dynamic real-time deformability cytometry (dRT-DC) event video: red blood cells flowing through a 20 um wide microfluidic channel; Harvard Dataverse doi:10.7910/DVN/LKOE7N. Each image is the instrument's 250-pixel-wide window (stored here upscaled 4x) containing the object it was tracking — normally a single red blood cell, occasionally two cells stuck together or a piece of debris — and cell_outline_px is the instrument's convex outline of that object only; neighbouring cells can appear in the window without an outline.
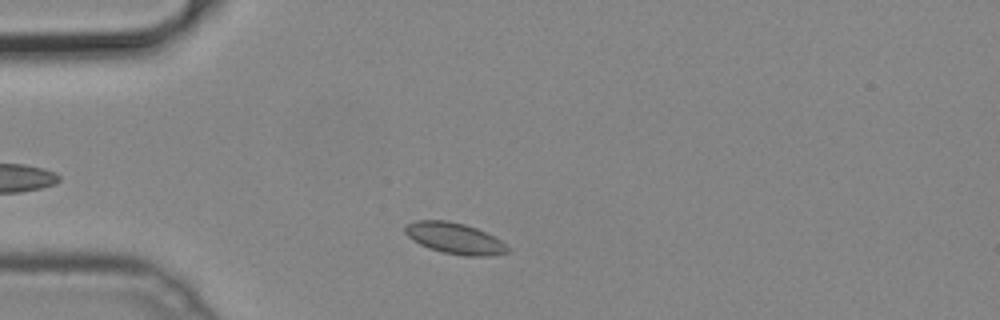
{"species": "common noctule bat (a hibernating species)", "species_latin": "Nyctalus noctula", "temperature_condition": "cold", "stored_images_in_passage": 42, "camera_frame_rate_fps": 3000, "um_per_image_px": 0.085, "animal": {"sex": "male", "body_mass_g": 19.2, "forearm_length_mm": 51.8}, "frame": {"image": 1, "passage_image": 4, "time_ms": 1.0, "image_size_px": [1000, 320], "cell_outline_px": [[508, 252], [488, 256], [464, 256], [444, 252], [428, 248], [412, 240], [404, 232], [404, 228], [408, 224], [416, 220], [448, 220], [464, 224], [476, 228], [500, 240], [508, 248]], "centroid_in_image_um": [38.61, 20.25], "position_along_channel_um": 46.4, "area_um2": 18.38}}
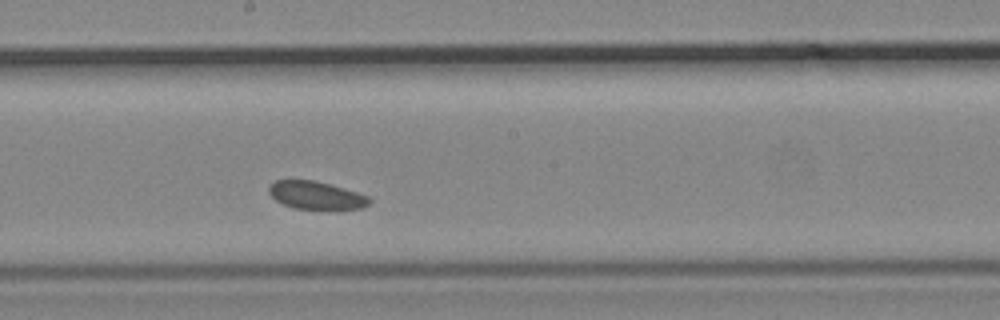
{"frame": {"image": 2, "passage_image": 19, "time_ms": 6.0, "image_size_px": [1000, 320], "cell_outline_px": [[372, 200], [368, 204], [360, 208], [296, 208], [284, 204], [276, 200], [268, 192], [268, 188], [276, 180], [316, 180], [344, 188], [368, 196]], "centroid_in_image_um": [26.85, 16.57], "position_along_channel_um": 221.3, "area_um2": 15.9}}
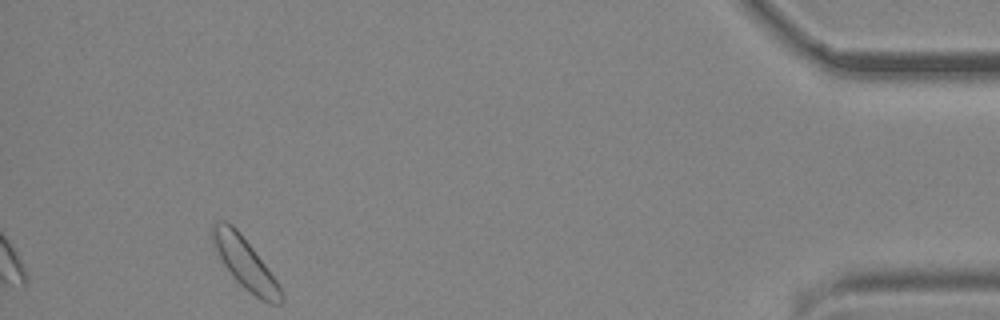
{"frame": {"image": 3, "passage_image": 39, "time_ms": 12.667, "image_size_px": [1000, 320], "cell_outline_px": [[284, 300], [280, 304], [268, 304], [260, 300], [244, 288], [232, 276], [224, 264], [212, 244], [208, 232], [212, 220], [224, 220], [232, 224], [240, 232], [276, 280], [284, 296]], "centroid_in_image_um": [20.76, 22.33], "position_along_channel_um": 414.4, "area_um2": 20.63}}